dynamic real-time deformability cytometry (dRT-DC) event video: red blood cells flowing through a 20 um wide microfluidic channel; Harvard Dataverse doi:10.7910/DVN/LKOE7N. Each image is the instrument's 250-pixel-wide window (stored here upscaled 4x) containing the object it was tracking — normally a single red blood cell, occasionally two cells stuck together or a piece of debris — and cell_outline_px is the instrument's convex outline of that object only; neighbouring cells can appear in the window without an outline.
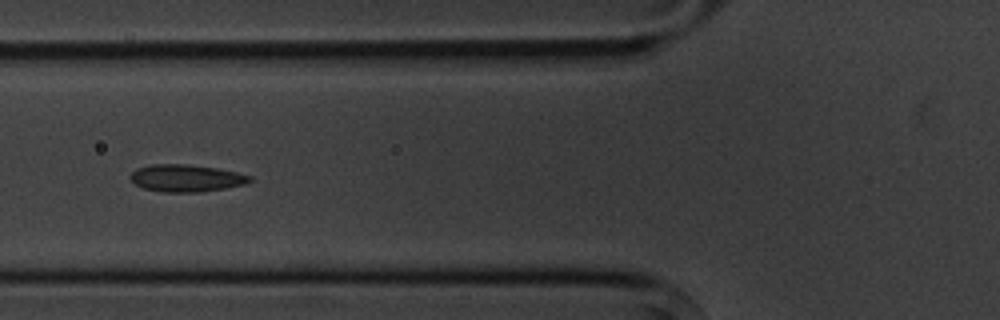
{"species": "common noctule bat (a hibernating species)", "species_latin": "Nyctalus noctula", "temperature_condition": "cold", "stored_images_in_passage": 7, "camera_frame_rate_fps": 3000, "um_per_image_px": 0.085, "animal": {"sex": "male", "body_mass_g": 20.1, "forearm_length_mm": 53.5}, "frame": {"image": 1, "passage_image": 6, "time_ms": 5.667, "image_size_px": [1000, 320], "cell_outline_px": [[252, 180], [248, 184], [228, 188], [200, 192], [164, 192], [144, 188], [136, 184], [128, 176], [136, 168], [152, 164], [188, 164], [216, 168], [236, 172], [252, 176]], "centroid_in_image_um": [15.86, 15.14], "position_along_channel_um": 109.9, "area_um2": 19.07}}
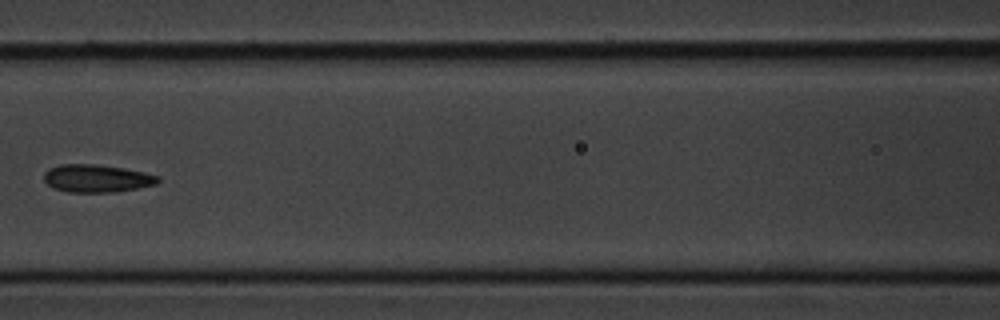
{"frame": {"image": 2, "passage_image": 7, "time_ms": 7.0, "image_size_px": [1000, 320], "cell_outline_px": [[160, 180], [156, 184], [116, 192], [68, 192], [52, 188], [44, 180], [44, 172], [48, 168], [60, 164], [96, 164], [124, 168], [144, 172], [160, 176]], "centroid_in_image_um": [8.21, 15.16], "position_along_channel_um": 158.4, "area_um2": 18.55}}